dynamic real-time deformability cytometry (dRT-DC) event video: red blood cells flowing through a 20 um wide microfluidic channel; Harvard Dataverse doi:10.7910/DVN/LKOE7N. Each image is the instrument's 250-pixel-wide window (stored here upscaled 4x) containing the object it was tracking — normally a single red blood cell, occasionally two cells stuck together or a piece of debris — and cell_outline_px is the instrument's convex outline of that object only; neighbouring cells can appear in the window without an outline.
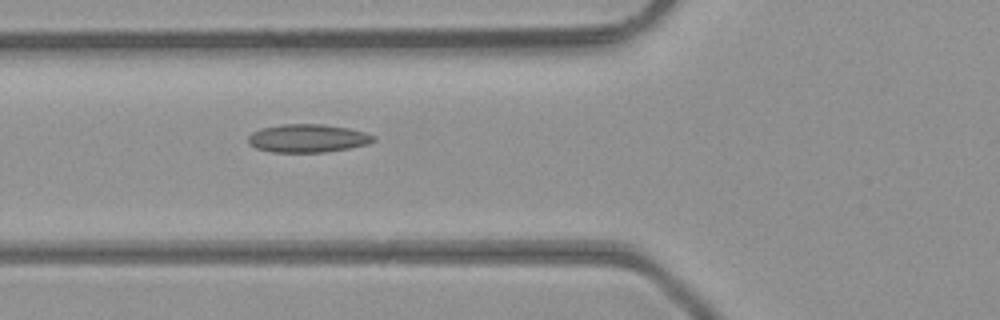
{"species": "common noctule bat (a hibernating species)", "species_latin": "Nyctalus noctula", "temperature_condition": "room temperature", "stored_images_in_passage": 4, "segment_of_instrument_passage": [1, 2], "camera_frame_rate_fps": 3000, "um_per_image_px": 0.085, "animal": {"sex": "male", "body_mass_g": 23.1, "forearm_length_mm": 52.7}, "frame": {"image": 1, "passage_image": 3, "time_ms": 0.667, "image_size_px": [1000, 320], "cell_outline_px": [[376, 140], [368, 144], [348, 148], [324, 152], [272, 152], [256, 148], [248, 144], [248, 136], [252, 132], [260, 128], [280, 124], [324, 124], [348, 128], [364, 132], [376, 136]], "centroid_in_image_um": [26.14, 11.75], "position_along_channel_um": 99.7, "area_um2": 20.69}}